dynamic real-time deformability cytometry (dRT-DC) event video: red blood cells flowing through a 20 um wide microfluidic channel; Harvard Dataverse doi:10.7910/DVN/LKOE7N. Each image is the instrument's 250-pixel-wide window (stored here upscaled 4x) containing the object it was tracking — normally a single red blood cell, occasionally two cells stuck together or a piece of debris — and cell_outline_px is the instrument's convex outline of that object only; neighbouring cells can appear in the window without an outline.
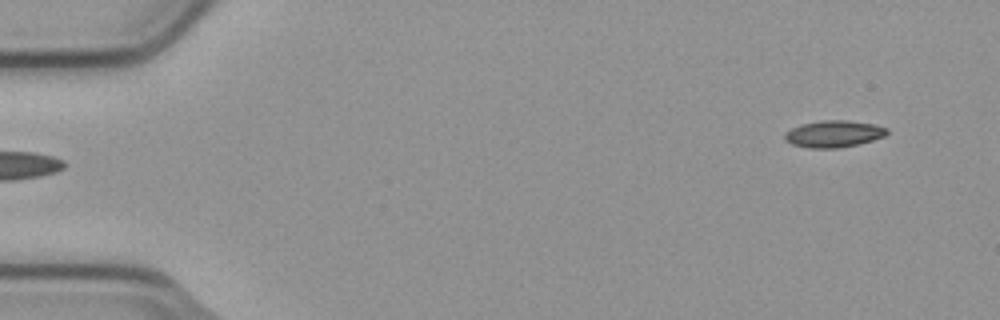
{"species": "common noctule bat (a hibernating species)", "species_latin": "Nyctalus noctula", "temperature_condition": "cold", "stored_images_in_passage": 3, "segment_of_instrument_passage": [2, 2], "camera_frame_rate_fps": 3000, "um_per_image_px": 0.085, "animal": {"sex": "male", "body_mass_g": 23.1, "forearm_length_mm": 52.7}, "frame": {"image": 1, "passage_image": 3, "time_ms": 0.667, "image_size_px": [1000, 320], "cell_outline_px": [[888, 132], [884, 136], [872, 140], [840, 148], [808, 148], [792, 144], [784, 140], [784, 132], [800, 124], [820, 120], [844, 120], [872, 124], [888, 128]], "centroid_in_image_um": [70.81, 11.38], "position_along_channel_um": 14.2, "area_um2": 15.95}}